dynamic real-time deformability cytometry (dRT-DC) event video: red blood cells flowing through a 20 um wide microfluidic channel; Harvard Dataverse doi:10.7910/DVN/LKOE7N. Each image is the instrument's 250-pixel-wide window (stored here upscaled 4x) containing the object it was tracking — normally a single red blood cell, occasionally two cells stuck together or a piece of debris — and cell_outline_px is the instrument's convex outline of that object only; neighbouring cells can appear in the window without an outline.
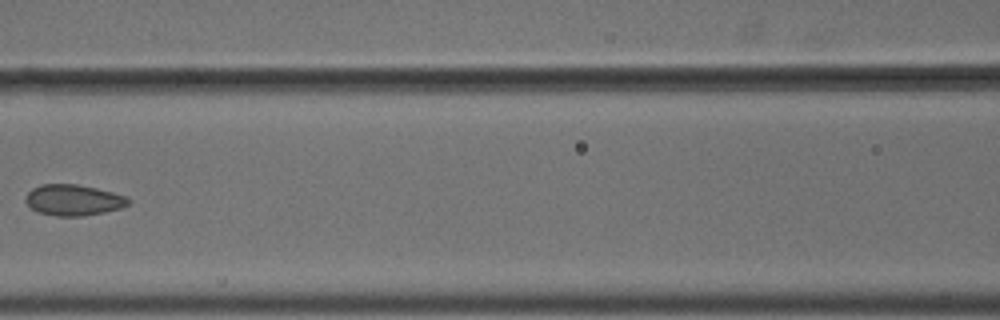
{"species": "common noctule bat (a hibernating species)", "species_latin": "Nyctalus noctula", "temperature_condition": "cold", "stored_images_in_passage": 7, "camera_frame_rate_fps": 3000, "um_per_image_px": 0.085, "animal": {"sex": "male", "body_mass_g": 18.8}, "frame": {"image": 1, "passage_image": 6, "time_ms": 1.667, "image_size_px": [1000, 320], "cell_outline_px": [[132, 200], [128, 204], [120, 208], [104, 212], [84, 216], [56, 216], [40, 212], [32, 208], [24, 200], [28, 192], [32, 188], [40, 184], [76, 184], [96, 188], [112, 192], [124, 196]], "centroid_in_image_um": [6.23, 17.0], "position_along_channel_um": 160.4, "area_um2": 18.44}}
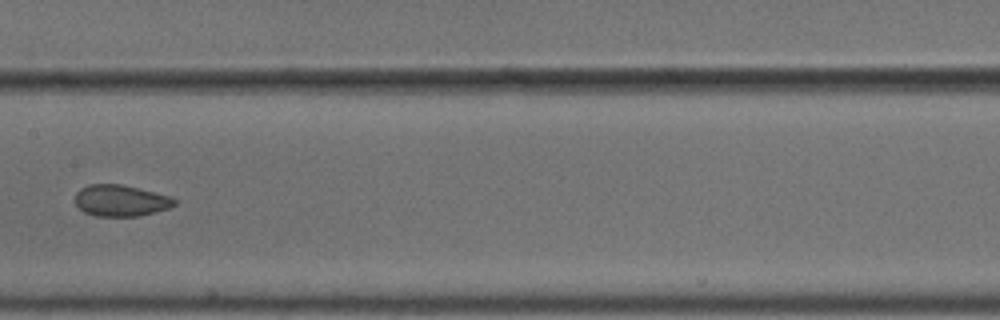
{"frame": {"image": 2, "passage_image": 7, "time_ms": 2.0, "image_size_px": [1000, 320], "cell_outline_px": [[176, 204], [168, 208], [136, 216], [96, 216], [84, 212], [76, 204], [76, 192], [80, 188], [88, 184], [120, 184], [168, 196], [176, 200]], "centroid_in_image_um": [10.21, 17.05], "position_along_channel_um": 197.2, "area_um2": 17.8}}